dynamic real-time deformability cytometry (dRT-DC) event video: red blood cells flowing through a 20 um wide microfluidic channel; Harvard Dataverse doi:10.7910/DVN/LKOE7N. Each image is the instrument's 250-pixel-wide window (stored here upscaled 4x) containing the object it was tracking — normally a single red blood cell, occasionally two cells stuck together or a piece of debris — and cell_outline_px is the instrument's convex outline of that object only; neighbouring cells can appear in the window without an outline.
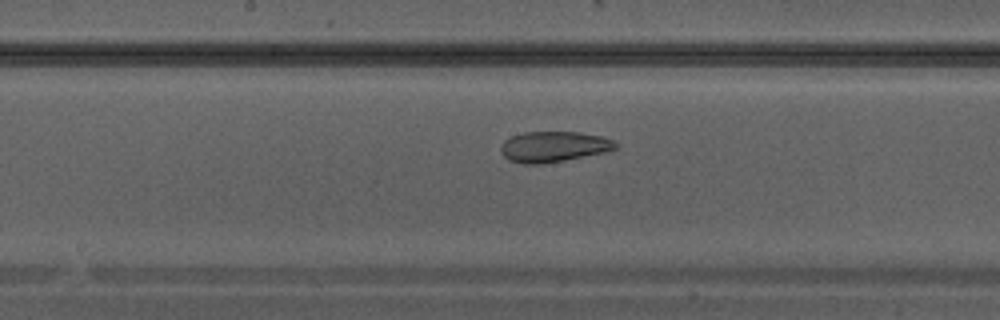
{"species": "Egyptian fruit bat (a non-hibernating species)", "species_latin": "Rousettus aegyptiacus", "temperature_condition": "warm", "stored_images_in_passage": 30, "camera_frame_rate_fps": 3000, "um_per_image_px": 0.085, "animal": {"sex": "male"}, "frame": {"image": 1, "passage_image": 13, "time_ms": 4.0, "image_size_px": [1000, 320], "cell_outline_px": [[616, 148], [604, 152], [544, 164], [524, 164], [508, 160], [500, 152], [500, 144], [504, 140], [512, 136], [524, 132], [580, 132], [600, 136], [612, 140], [616, 144]], "centroid_in_image_um": [46.99, 12.47], "position_along_channel_um": 201.2, "area_um2": 20.4}}